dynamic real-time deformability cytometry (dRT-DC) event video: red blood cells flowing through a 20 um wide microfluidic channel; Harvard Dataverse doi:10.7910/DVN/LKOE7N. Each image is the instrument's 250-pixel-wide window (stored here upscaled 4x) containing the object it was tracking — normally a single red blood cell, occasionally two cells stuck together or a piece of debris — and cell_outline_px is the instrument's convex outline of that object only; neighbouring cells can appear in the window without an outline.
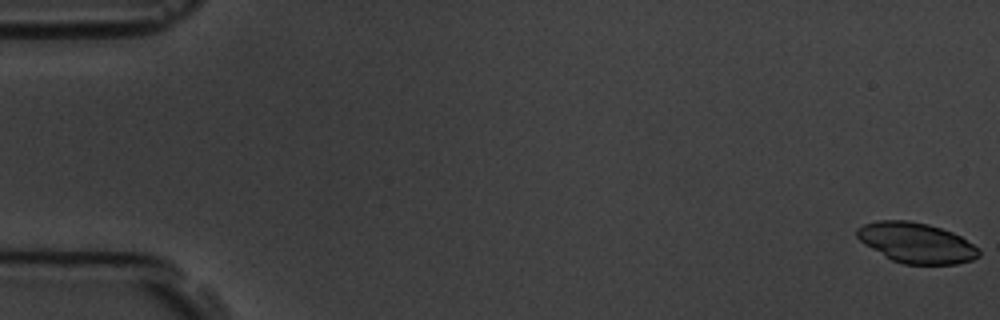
{"species": "common noctule bat (a hibernating species)", "species_latin": "Nyctalus noctula", "temperature_condition": "room temperature", "stored_images_in_passage": 5, "camera_frame_rate_fps": 3000, "um_per_image_px": 0.085, "animal": {"sex": "male", "body_mass_g": 19.5, "forearm_length_mm": 54.6}, "frame": {"image": 1, "passage_image": 1, "time_ms": 0.0, "image_size_px": [1000, 320], "cell_outline_px": [[980, 256], [972, 260], [956, 264], [904, 264], [892, 260], [864, 244], [856, 236], [856, 228], [864, 224], [880, 220], [908, 220], [928, 224], [952, 232], [960, 236], [980, 248]], "centroid_in_image_um": [77.9, 20.64], "position_along_channel_um": 7.1, "area_um2": 28.61}}